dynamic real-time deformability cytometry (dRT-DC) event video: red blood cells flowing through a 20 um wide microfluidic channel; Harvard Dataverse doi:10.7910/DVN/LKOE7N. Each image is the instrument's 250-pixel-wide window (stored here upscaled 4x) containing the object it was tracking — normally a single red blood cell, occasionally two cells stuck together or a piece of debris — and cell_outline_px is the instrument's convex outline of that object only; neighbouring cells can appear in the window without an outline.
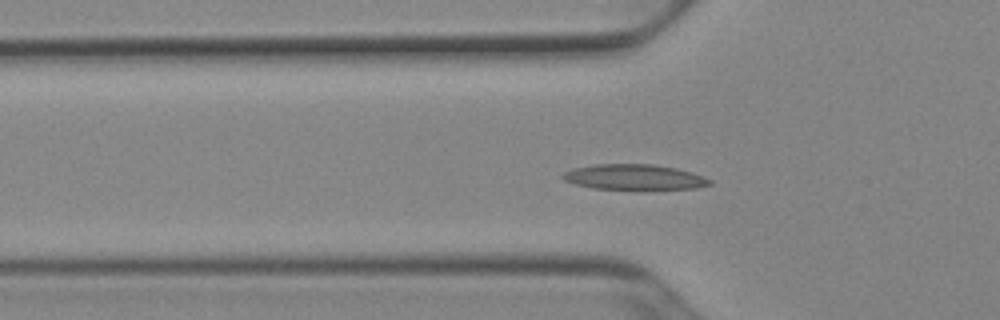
{"species": "Egyptian fruit bat (a non-hibernating species)", "species_latin": "Rousettus aegyptiacus", "temperature_condition": "cold", "stored_images_in_passage": 54, "camera_frame_rate_fps": 3000, "um_per_image_px": 0.085, "animal": {"sex": "female"}, "frame": {"image": 1, "passage_image": 18, "time_ms": 5.667, "image_size_px": [1000, 320], "cell_outline_px": [[712, 184], [696, 188], [592, 188], [572, 184], [564, 180], [560, 176], [564, 172], [572, 168], [592, 164], [652, 164], [676, 168], [692, 172], [704, 176], [712, 180]], "centroid_in_image_um": [53.86, 15.03], "position_along_channel_um": 71.9, "area_um2": 21.56}}
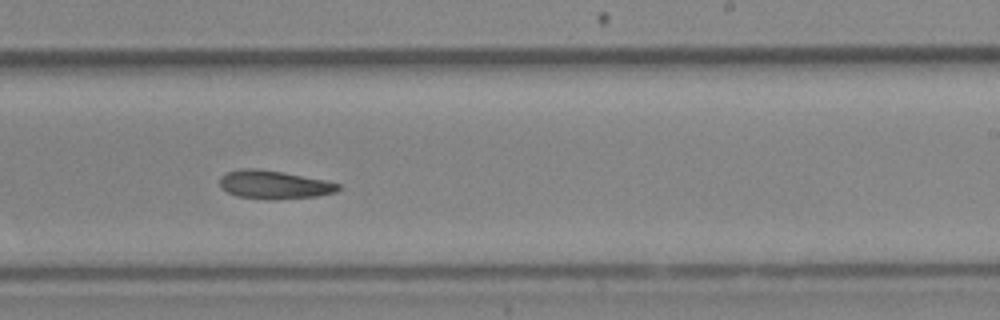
{"frame": {"image": 2, "passage_image": 33, "time_ms": 10.667, "image_size_px": [1000, 320], "cell_outline_px": [[340, 188], [336, 192], [316, 196], [276, 200], [268, 200], [236, 196], [220, 188], [220, 176], [228, 172], [240, 168], [256, 168], [284, 172], [324, 180], [340, 184]], "centroid_in_image_um": [23.27, 15.7], "position_along_channel_um": 265.7, "area_um2": 19.77}}
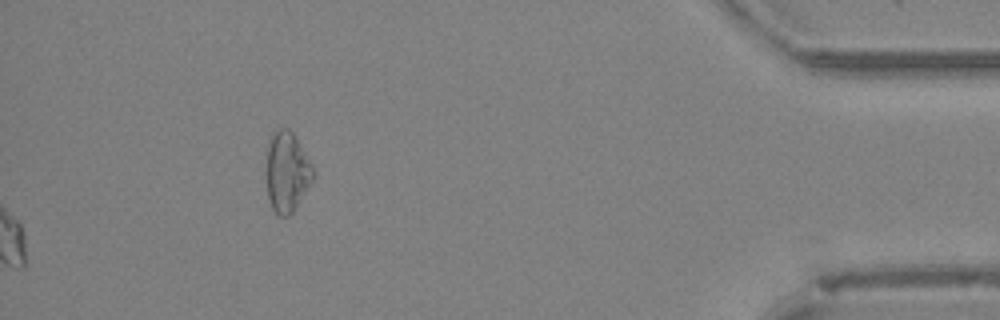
{"frame": {"image": 3, "passage_image": 54, "time_ms": 17.667, "image_size_px": [1000, 320], "cell_outline_px": [[316, 176], [292, 212], [288, 216], [276, 216], [272, 208], [268, 196], [264, 172], [268, 144], [276, 128], [288, 128], [296, 136], [312, 164], [316, 172]], "centroid_in_image_um": [24.38, 14.6], "position_along_channel_um": 410.8, "area_um2": 22.48}, "authors_computed_cell_mechanics": {"area_um2": 19.9988, "velocity_mm_per_s": 3.8897, "shape_relaxation_time_tau1_ms": 9.1291, "shape_relaxation_time_tau2_ms": null, "deformation_change_tau1": 0.1799, "deformation_change_tau2": null}}